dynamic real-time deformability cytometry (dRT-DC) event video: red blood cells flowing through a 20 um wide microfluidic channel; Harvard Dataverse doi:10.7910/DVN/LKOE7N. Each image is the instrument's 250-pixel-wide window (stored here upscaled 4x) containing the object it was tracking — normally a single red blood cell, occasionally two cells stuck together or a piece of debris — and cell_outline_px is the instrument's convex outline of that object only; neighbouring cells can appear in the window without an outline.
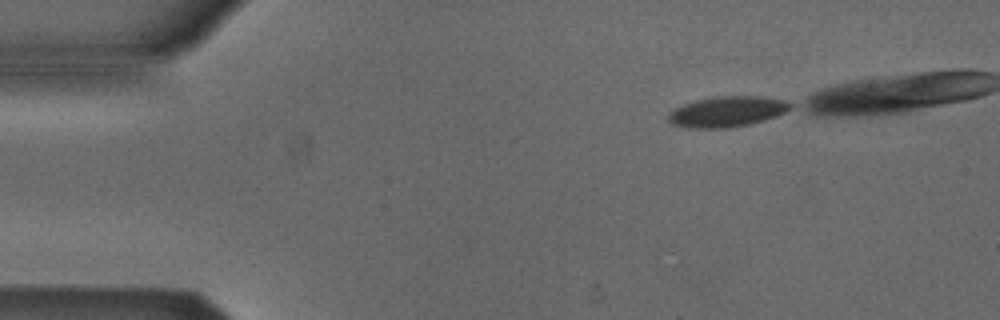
{"species": "Egyptian fruit bat (a non-hibernating species)", "species_latin": "Rousettus aegyptiacus", "temperature_condition": "cold", "stored_images_in_passage": 37, "camera_frame_rate_fps": 3000, "um_per_image_px": 0.085, "animal": {"sex": "male"}, "frame": {"image": 1, "passage_image": 1, "time_ms": 0.0, "image_size_px": [1000, 320], "cell_outline_px": [[792, 108], [776, 116], [764, 120], [748, 124], [728, 128], [688, 128], [672, 124], [668, 120], [668, 116], [676, 108], [684, 104], [696, 100], [720, 96], [760, 96], [784, 100], [792, 104]], "centroid_in_image_um": [61.82, 9.49], "position_along_channel_um": 23.2, "area_um2": 21.5}}
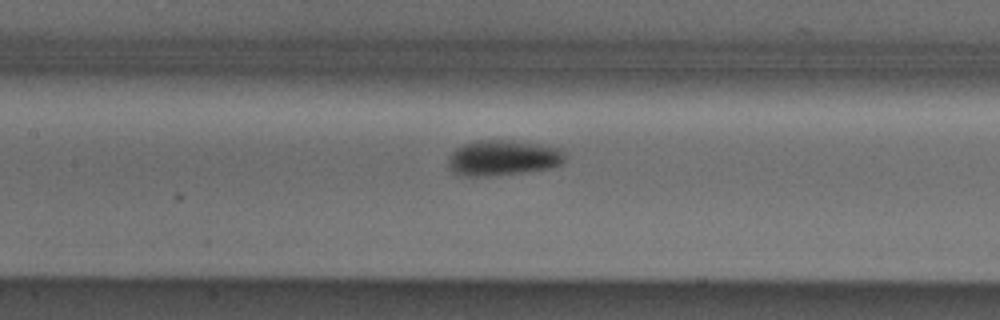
{"frame": {"image": 2, "passage_image": 18, "time_ms": 5.667, "image_size_px": [1000, 320], "cell_outline_px": [[564, 160], [560, 164], [548, 168], [520, 172], [484, 176], [460, 176], [452, 172], [448, 168], [448, 160], [452, 152], [456, 148], [464, 144], [480, 140], [508, 140], [536, 144], [560, 148], [564, 156]], "centroid_in_image_um": [42.68, 13.42], "position_along_channel_um": 164.7, "area_um2": 23.76}}
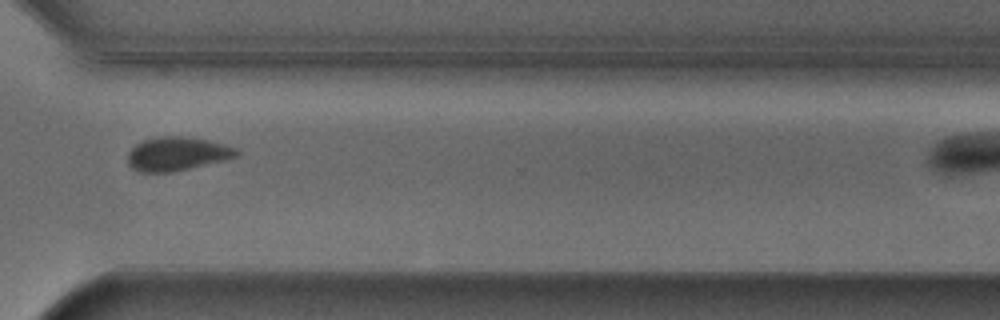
{"frame": {"image": 3, "passage_image": 33, "time_ms": 10.667, "image_size_px": [1000, 320], "cell_outline_px": [[240, 152], [236, 156], [172, 172], [140, 172], [132, 168], [128, 164], [128, 152], [136, 144], [144, 140], [160, 136], [180, 136], [208, 140], [236, 148]], "centroid_in_image_um": [14.99, 13.07], "position_along_channel_um": 355.6, "area_um2": 20.92}}